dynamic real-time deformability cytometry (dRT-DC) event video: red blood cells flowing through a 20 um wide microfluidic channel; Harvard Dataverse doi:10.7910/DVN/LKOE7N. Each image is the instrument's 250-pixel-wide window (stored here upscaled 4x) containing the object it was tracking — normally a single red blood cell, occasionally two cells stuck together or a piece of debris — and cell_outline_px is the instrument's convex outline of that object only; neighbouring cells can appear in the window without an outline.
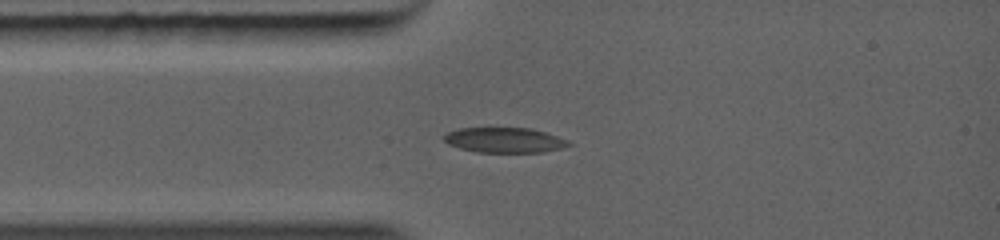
{"species": "common noctule bat (a hibernating species)", "species_latin": "Nyctalus noctula", "temperature_condition": "warm", "stored_images_in_passage": 40, "camera_frame_rate_fps": 5000, "um_per_image_px": 0.085, "animal": {"sex": "female", "body_mass_g": 19.0, "forearm_length_mm": 56.7}, "frame": {"image": 1, "passage_image": 1, "time_ms": 0.0, "image_size_px": [1000, 240], "cell_outline_px": [[572, 144], [564, 148], [544, 152], [476, 152], [460, 148], [448, 144], [444, 140], [444, 136], [448, 132], [460, 128], [532, 128], [568, 140]], "centroid_in_image_um": [42.91, 11.91], "position_along_channel_um": 42.1, "area_um2": 18.21}}
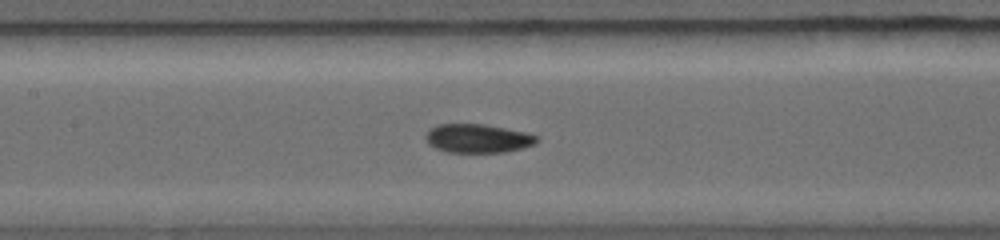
{"frame": {"image": 2, "passage_image": 14, "time_ms": 2.6, "image_size_px": [1000, 240], "cell_outline_px": [[540, 140], [536, 144], [504, 152], [448, 152], [436, 148], [428, 144], [424, 136], [428, 128], [440, 124], [484, 124], [528, 132], [540, 136]], "centroid_in_image_um": [40.63, 11.75], "position_along_channel_um": 166.8, "area_um2": 18.84}}
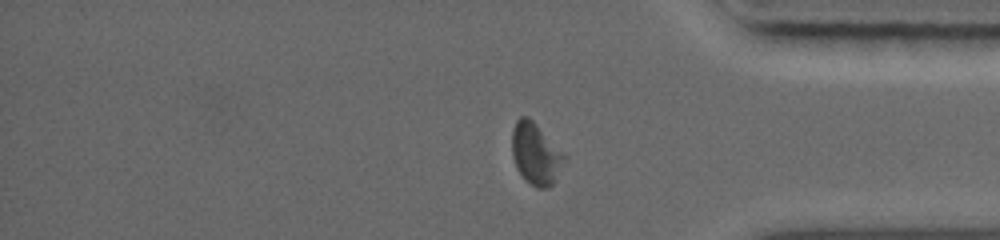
{"frame": {"image": 3, "passage_image": 31, "time_ms": 7.4, "image_size_px": [1000, 240], "cell_outline_px": [[568, 160], [556, 180], [548, 188], [536, 188], [524, 180], [516, 168], [512, 156], [512, 128], [516, 120], [520, 116], [528, 116], [568, 156]], "centroid_in_image_um": [45.57, 13.1], "position_along_channel_um": 389.6, "area_um2": 19.36}}